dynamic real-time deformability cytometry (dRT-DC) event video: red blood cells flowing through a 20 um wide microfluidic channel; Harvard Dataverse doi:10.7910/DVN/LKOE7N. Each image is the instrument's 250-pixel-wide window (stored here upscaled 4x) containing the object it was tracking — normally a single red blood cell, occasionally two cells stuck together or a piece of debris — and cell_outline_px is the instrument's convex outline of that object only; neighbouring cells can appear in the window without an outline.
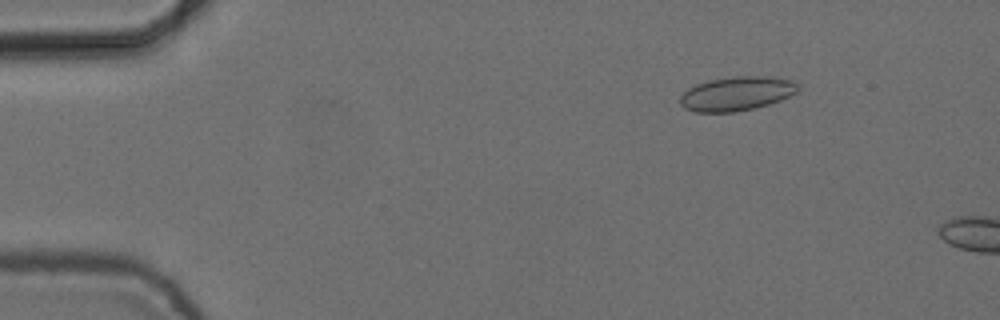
{"species": "common noctule bat (a hibernating species)", "species_latin": "Nyctalus noctula", "temperature_condition": "cold", "stored_images_in_passage": 4, "camera_frame_rate_fps": 3000, "um_per_image_px": 0.085, "animal": {"sex": "female", "body_mass_g": 24.6, "forearm_length_mm": 56.2}, "frame": {"image": 1, "passage_image": 3, "time_ms": 0.667, "image_size_px": [1000, 320], "cell_outline_px": [[800, 88], [796, 92], [780, 100], [768, 104], [752, 108], [732, 112], [696, 112], [684, 108], [680, 104], [680, 96], [688, 88], [696, 84], [708, 80], [736, 76], [772, 76], [792, 80], [800, 84]], "centroid_in_image_um": [62.62, 7.94], "position_along_channel_um": 22.4, "area_um2": 23.47}}